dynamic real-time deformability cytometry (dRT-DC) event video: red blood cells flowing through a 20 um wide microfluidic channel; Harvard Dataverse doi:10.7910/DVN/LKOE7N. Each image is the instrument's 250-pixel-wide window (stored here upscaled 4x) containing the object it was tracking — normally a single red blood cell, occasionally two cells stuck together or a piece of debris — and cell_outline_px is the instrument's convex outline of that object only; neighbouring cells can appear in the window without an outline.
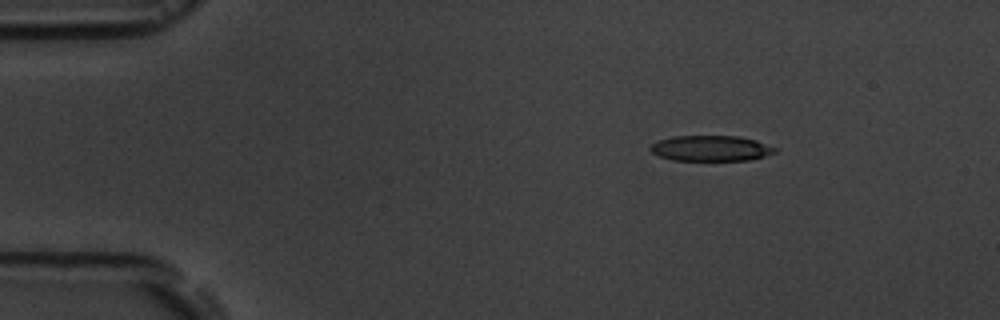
{"species": "common noctule bat (a hibernating species)", "species_latin": "Nyctalus noctula", "temperature_condition": "room temperature", "stored_images_in_passage": 6, "camera_frame_rate_fps": 3000, "um_per_image_px": 0.085, "animal": {"sex": "male", "body_mass_g": 19.5, "forearm_length_mm": 54.6}, "frame": {"image": 1, "passage_image": 3, "time_ms": 2.333, "image_size_px": [1000, 320], "cell_outline_px": [[776, 152], [764, 156], [748, 160], [672, 160], [660, 156], [652, 152], [648, 148], [652, 144], [660, 140], [672, 136], [740, 136], [756, 140], [776, 148]], "centroid_in_image_um": [60.41, 12.6], "position_along_channel_um": 24.6, "area_um2": 18.44}}
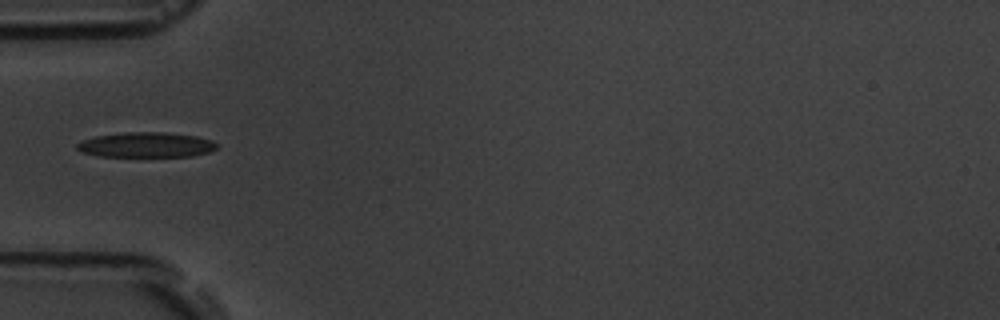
{"frame": {"image": 2, "passage_image": 6, "time_ms": 5.667, "image_size_px": [1000, 320], "cell_outline_px": [[216, 148], [208, 152], [192, 156], [96, 156], [84, 152], [76, 148], [76, 144], [84, 140], [96, 136], [124, 132], [160, 132], [196, 136], [212, 140], [216, 144]], "centroid_in_image_um": [12.41, 12.31], "position_along_channel_um": 72.6, "area_um2": 20.17}}